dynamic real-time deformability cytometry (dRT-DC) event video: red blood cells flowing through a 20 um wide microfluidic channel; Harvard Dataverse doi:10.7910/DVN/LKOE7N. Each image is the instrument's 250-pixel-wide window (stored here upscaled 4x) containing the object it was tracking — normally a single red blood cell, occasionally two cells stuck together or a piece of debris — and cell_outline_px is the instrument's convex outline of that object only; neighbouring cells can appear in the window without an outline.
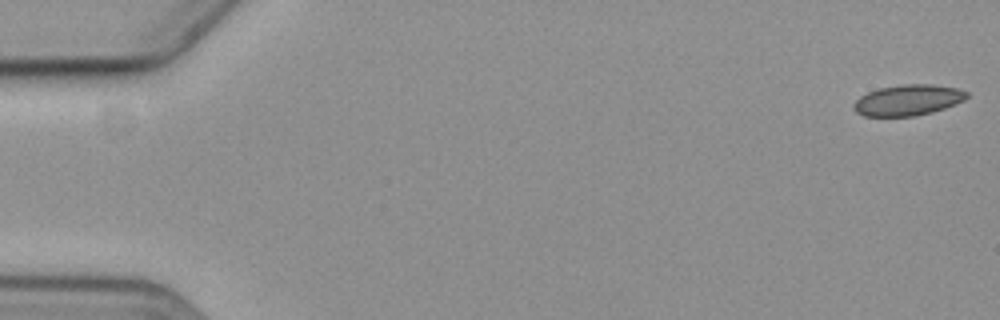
{"species": "common noctule bat (a hibernating species)", "species_latin": "Nyctalus noctula", "temperature_condition": "cold", "stored_images_in_passage": 8, "camera_frame_rate_fps": 3000, "um_per_image_px": 0.085, "animal": {"sex": "female", "body_mass_g": 19.3, "forearm_length_mm": 54.1}, "frame": {"image": 1, "passage_image": 1, "time_ms": 0.0, "image_size_px": [1000, 320], "cell_outline_px": [[968, 96], [964, 100], [956, 104], [932, 112], [916, 116], [864, 116], [856, 112], [852, 108], [852, 104], [860, 96], [868, 92], [880, 88], [900, 84], [932, 84], [956, 88], [968, 92]], "centroid_in_image_um": [77.16, 8.51], "position_along_channel_um": 7.8, "area_um2": 20.4}}
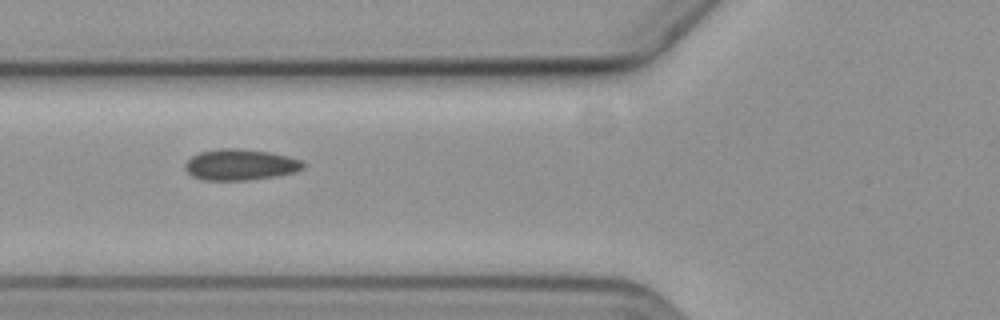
{"frame": {"image": 2, "passage_image": 7, "time_ms": 7.0, "image_size_px": [1000, 320], "cell_outline_px": [[304, 168], [296, 172], [276, 176], [248, 180], [200, 180], [192, 176], [184, 168], [184, 164], [192, 156], [200, 152], [220, 148], [240, 148], [268, 152], [288, 156], [304, 160]], "centroid_in_image_um": [20.43, 14.0], "position_along_channel_um": 105.4, "area_um2": 21.56}}
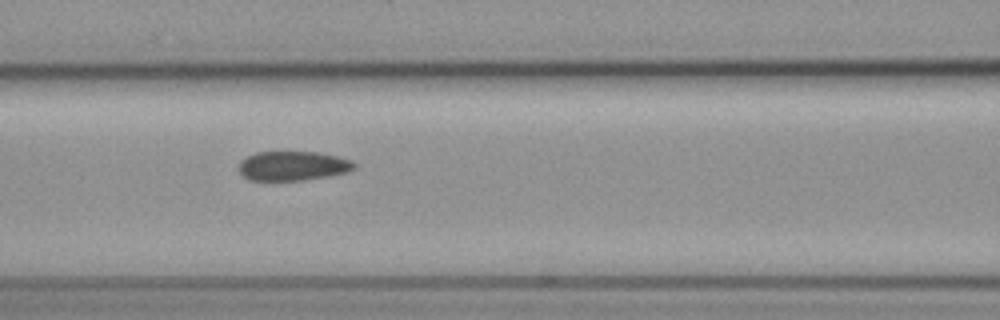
{"frame": {"image": 3, "passage_image": 8, "time_ms": 8.0, "image_size_px": [1000, 320], "cell_outline_px": [[356, 168], [348, 172], [332, 176], [304, 180], [248, 180], [240, 172], [240, 160], [256, 152], [316, 152], [336, 156], [352, 160], [356, 164]], "centroid_in_image_um": [24.94, 14.1], "position_along_channel_um": 141.7, "area_um2": 19.83}}